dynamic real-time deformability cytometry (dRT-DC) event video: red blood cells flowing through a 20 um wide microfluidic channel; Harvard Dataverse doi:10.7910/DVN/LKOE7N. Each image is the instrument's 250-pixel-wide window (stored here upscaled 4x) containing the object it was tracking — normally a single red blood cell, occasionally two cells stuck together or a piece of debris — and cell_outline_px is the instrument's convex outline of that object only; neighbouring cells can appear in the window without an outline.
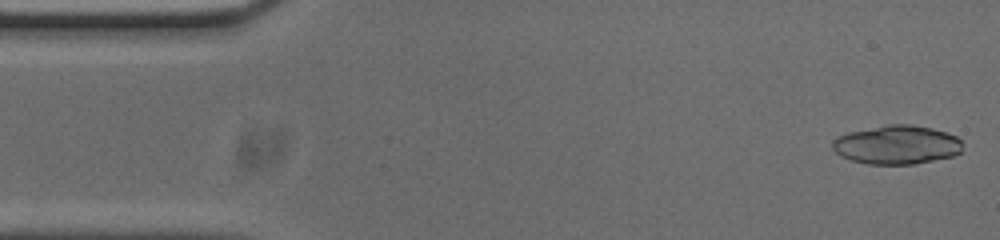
{"species": "common noctule bat (a hibernating species)", "species_latin": "Nyctalus noctula", "temperature_condition": "cold", "stored_images_in_passage": 52, "camera_frame_rate_fps": 3000, "um_per_image_px": 0.085, "animal": {"sex": "male", "body_mass_g": 20.0, "forearm_length_mm": 53.3}, "frame": {"image": 1, "passage_image": 1, "time_ms": 0.0, "image_size_px": [1000, 240], "cell_outline_px": [[960, 152], [952, 156], [916, 164], [868, 164], [852, 160], [840, 156], [832, 148], [832, 140], [836, 136], [848, 132], [888, 124], [912, 124], [932, 128], [956, 136], [960, 140]], "centroid_in_image_um": [76.18, 12.3], "position_along_channel_um": 8.8, "area_um2": 29.42}}